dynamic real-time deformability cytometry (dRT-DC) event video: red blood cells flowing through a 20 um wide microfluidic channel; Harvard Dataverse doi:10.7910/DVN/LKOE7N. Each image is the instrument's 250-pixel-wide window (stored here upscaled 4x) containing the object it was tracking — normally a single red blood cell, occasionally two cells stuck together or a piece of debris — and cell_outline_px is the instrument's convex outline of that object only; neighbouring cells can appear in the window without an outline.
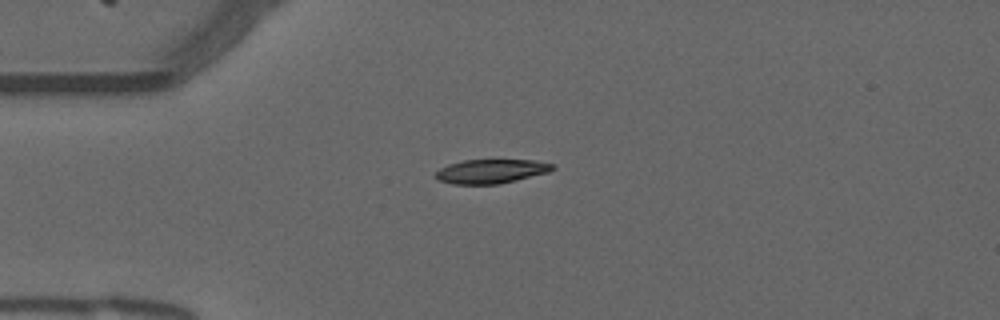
{"species": "common noctule bat (a hibernating species)", "species_latin": "Nyctalus noctula", "temperature_condition": "warm", "stored_images_in_passage": 33, "camera_frame_rate_fps": 3000, "um_per_image_px": 0.085, "animal": {"sex": "male", "forearm_length_mm": 52.5}, "frame": {"image": 1, "passage_image": 1, "time_ms": 0.0, "image_size_px": [1000, 320], "cell_outline_px": [[556, 168], [548, 172], [500, 184], [452, 184], [440, 180], [436, 176], [436, 172], [440, 168], [448, 164], [464, 160], [536, 160], [552, 164]], "centroid_in_image_um": [41.75, 14.55], "position_along_channel_um": 43.2, "area_um2": 16.3}}
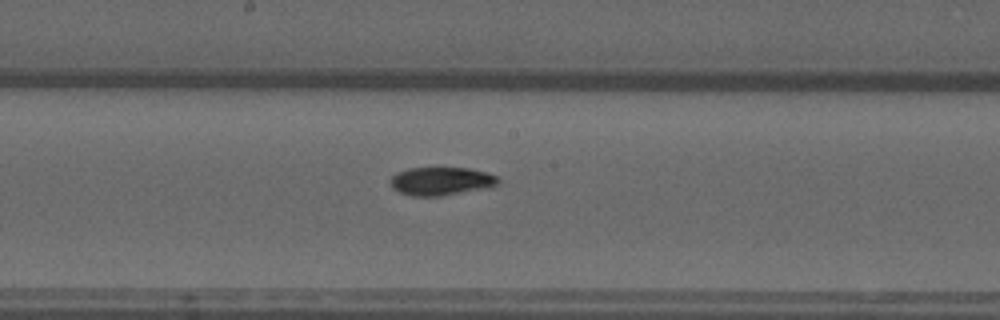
{"frame": {"image": 2, "passage_image": 16, "time_ms": 5.0, "image_size_px": [1000, 320], "cell_outline_px": [[500, 180], [492, 188], [440, 196], [412, 196], [400, 192], [392, 188], [392, 176], [396, 172], [408, 168], [468, 168], [484, 172], [496, 176]], "centroid_in_image_um": [37.52, 15.41], "position_along_channel_um": 210.7, "area_um2": 17.74}}
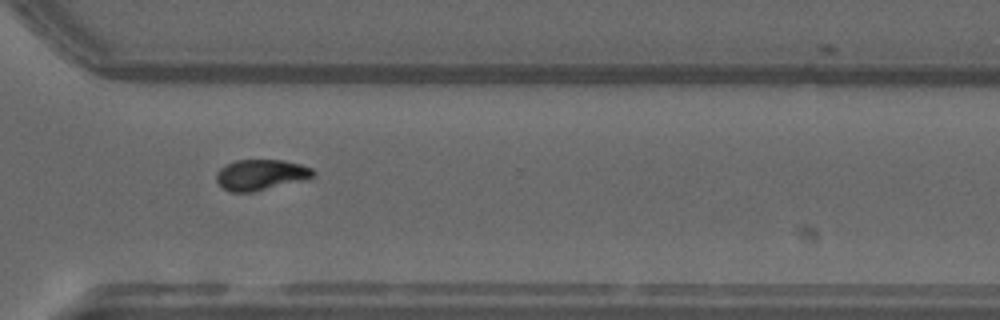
{"frame": {"image": 3, "passage_image": 27, "time_ms": 8.667, "image_size_px": [1000, 320], "cell_outline_px": [[316, 172], [308, 180], [252, 192], [232, 192], [224, 188], [216, 180], [216, 172], [224, 164], [236, 160], [284, 160], [300, 164], [312, 168]], "centroid_in_image_um": [22.19, 14.85], "position_along_channel_um": 348.4, "area_um2": 17.51}, "authors_computed_cell_mechanics": {"area_um2": 17.8602, "velocity_mm_per_s": 3.7596, "shape_relaxation_time_tau1_ms": 6.2045, "shape_relaxation_time_tau2_ms": 3.4309, "deformation_change_tau1": 0.1913, "deformation_change_tau2": 0.0609}}